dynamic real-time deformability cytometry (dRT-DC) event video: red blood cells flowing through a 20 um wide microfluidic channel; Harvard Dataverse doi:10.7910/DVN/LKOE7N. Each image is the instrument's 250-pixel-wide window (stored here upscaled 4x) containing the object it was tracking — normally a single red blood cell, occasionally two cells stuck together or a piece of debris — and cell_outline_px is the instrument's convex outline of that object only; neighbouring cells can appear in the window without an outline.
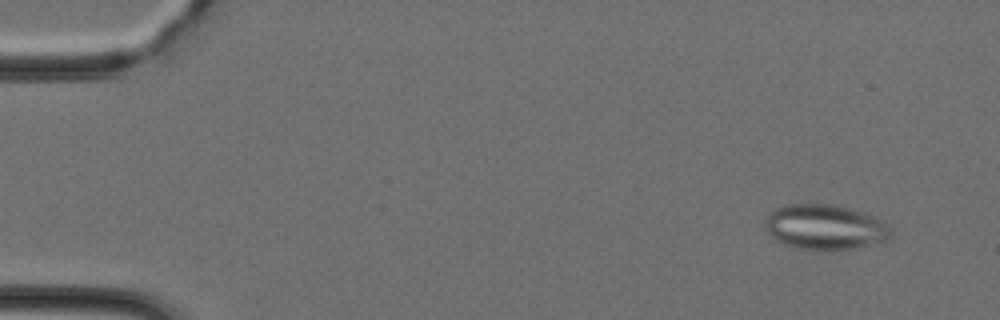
{"species": "Egyptian fruit bat (a non-hibernating species)", "species_latin": "Rousettus aegyptiacus", "temperature_condition": "cold", "stored_images_in_passage": 46, "camera_frame_rate_fps": 3000, "um_per_image_px": 0.085, "animal": {"sex": "female"}, "frame": {"image": 1, "passage_image": 4, "time_ms": 1.0, "image_size_px": [1000, 320], "cell_outline_px": [[892, 236], [884, 240], [856, 248], [832, 252], [828, 252], [796, 248], [784, 244], [776, 240], [768, 232], [764, 224], [768, 212], [772, 208], [784, 204], [832, 204], [848, 208], [872, 216], [880, 220], [892, 228]], "centroid_in_image_um": [70.07, 19.32], "position_along_channel_um": 14.9, "area_um2": 33.52}}
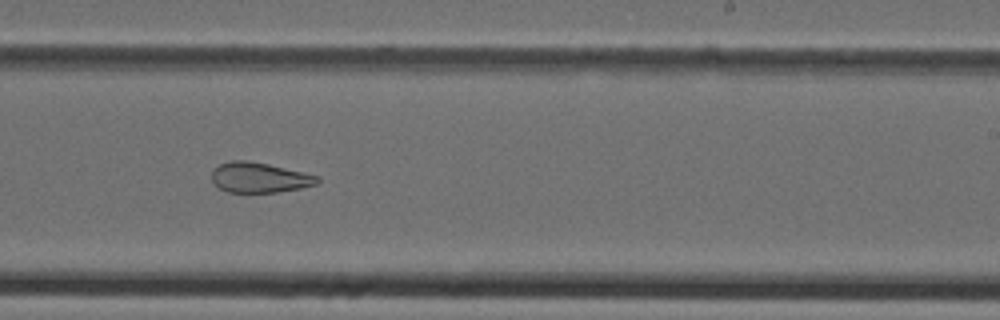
{"frame": {"image": 2, "passage_image": 29, "time_ms": 9.333, "image_size_px": [1000, 320], "cell_outline_px": [[320, 180], [316, 184], [300, 188], [276, 192], [228, 192], [220, 188], [212, 180], [212, 168], [220, 164], [232, 160], [248, 160], [268, 164], [320, 176]], "centroid_in_image_um": [22.04, 15.08], "position_along_channel_um": 267.0, "area_um2": 18.5}}
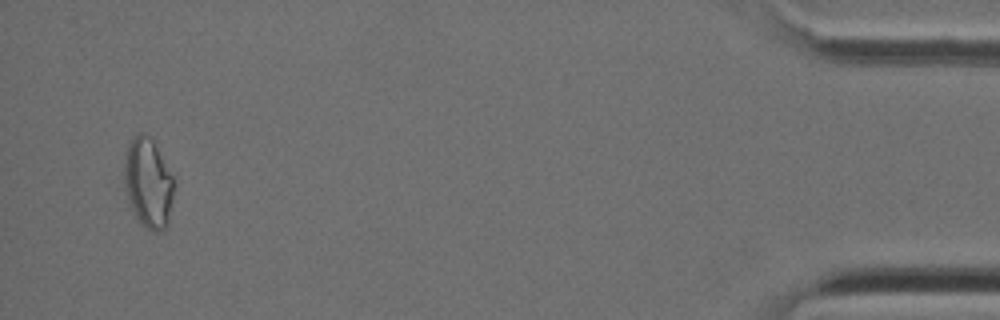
{"frame": {"image": 3, "passage_image": 45, "time_ms": 14.667, "image_size_px": [1000, 320], "cell_outline_px": [[176, 184], [168, 224], [160, 232], [152, 232], [136, 216], [132, 208], [128, 196], [124, 180], [124, 172], [128, 144], [132, 136], [136, 132], [140, 132], [148, 136], [152, 140], [172, 176]], "centroid_in_image_um": [12.62, 15.56], "position_along_channel_um": 422.6, "area_um2": 25.61}}